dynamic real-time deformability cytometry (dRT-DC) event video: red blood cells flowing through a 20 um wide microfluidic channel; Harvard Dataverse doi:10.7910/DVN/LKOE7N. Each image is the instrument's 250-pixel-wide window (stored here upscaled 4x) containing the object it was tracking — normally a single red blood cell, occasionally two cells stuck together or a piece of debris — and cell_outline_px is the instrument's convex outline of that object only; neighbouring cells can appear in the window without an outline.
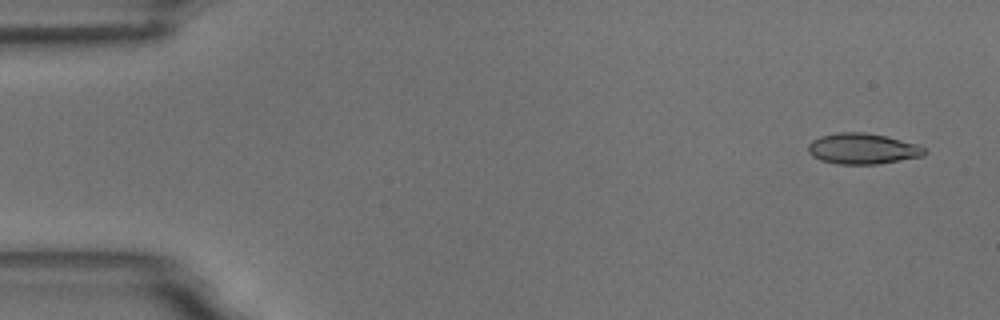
{"species": "common noctule bat (a hibernating species)", "species_latin": "Nyctalus noctula", "temperature_condition": "room temperature", "stored_images_in_passage": 6, "camera_frame_rate_fps": 3000, "um_per_image_px": 0.085, "animal": {"sex": "male", "body_mass_g": 18.8}, "frame": {"image": 1, "passage_image": 1, "time_ms": 0.0, "image_size_px": [1000, 320], "cell_outline_px": [[928, 152], [924, 156], [876, 164], [836, 164], [820, 160], [812, 156], [808, 152], [808, 144], [812, 140], [820, 136], [836, 132], [864, 132], [884, 136], [916, 144], [924, 148]], "centroid_in_image_um": [73.28, 12.64], "position_along_channel_um": 11.7, "area_um2": 20.87}}